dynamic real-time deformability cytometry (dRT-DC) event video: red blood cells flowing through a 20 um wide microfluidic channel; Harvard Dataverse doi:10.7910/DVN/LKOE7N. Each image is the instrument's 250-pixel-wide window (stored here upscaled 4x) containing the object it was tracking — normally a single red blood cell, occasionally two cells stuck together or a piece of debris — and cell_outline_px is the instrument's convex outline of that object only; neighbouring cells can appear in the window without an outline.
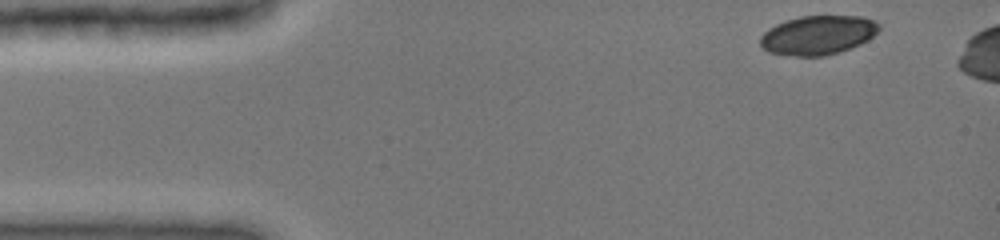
{"species": "common noctule bat (a hibernating species)", "species_latin": "Nyctalus noctula", "temperature_condition": "cold", "stored_images_in_passage": 21, "camera_frame_rate_fps": 3000, "um_per_image_px": 0.085, "animal": {"sex": "female", "body_mass_g": 19.0, "forearm_length_mm": 51.5}, "frame": {"image": 1, "passage_image": 1, "time_ms": 0.0, "image_size_px": [1000, 240], "cell_outline_px": [[880, 28], [868, 40], [860, 44], [840, 52], [824, 56], [796, 56], [768, 52], [760, 44], [760, 36], [768, 28], [776, 24], [800, 16], [860, 16], [876, 20], [880, 24]], "centroid_in_image_um": [69.53, 2.98], "position_along_channel_um": 15.5, "area_um2": 27.11}}
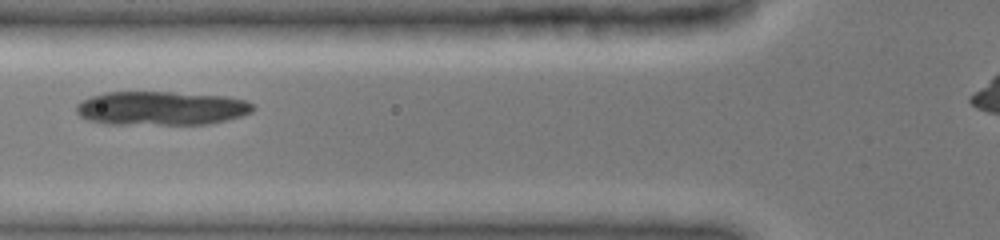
{"frame": {"image": 2, "passage_image": 14, "time_ms": 4.667, "image_size_px": [1000, 240], "cell_outline_px": [[256, 108], [252, 112], [228, 120], [208, 124], [104, 124], [88, 120], [80, 116], [76, 112], [76, 104], [92, 96], [104, 92], [172, 92], [228, 96], [244, 100], [252, 104]], "centroid_in_image_um": [13.71, 9.2], "position_along_channel_um": 112.1, "area_um2": 35.08}}
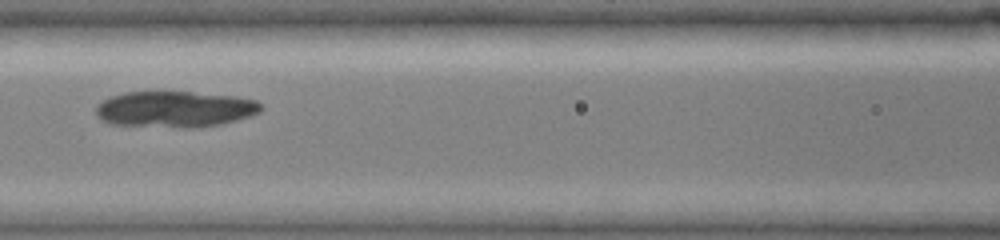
{"frame": {"image": 3, "passage_image": 18, "time_ms": 5.667, "image_size_px": [1000, 240], "cell_outline_px": [[264, 108], [260, 112], [252, 116], [220, 124], [200, 128], [188, 128], [108, 124], [100, 120], [96, 116], [96, 104], [112, 96], [124, 92], [192, 92], [236, 96], [256, 100], [264, 104]], "centroid_in_image_um": [14.89, 9.29], "position_along_channel_um": 151.7, "area_um2": 35.26}}